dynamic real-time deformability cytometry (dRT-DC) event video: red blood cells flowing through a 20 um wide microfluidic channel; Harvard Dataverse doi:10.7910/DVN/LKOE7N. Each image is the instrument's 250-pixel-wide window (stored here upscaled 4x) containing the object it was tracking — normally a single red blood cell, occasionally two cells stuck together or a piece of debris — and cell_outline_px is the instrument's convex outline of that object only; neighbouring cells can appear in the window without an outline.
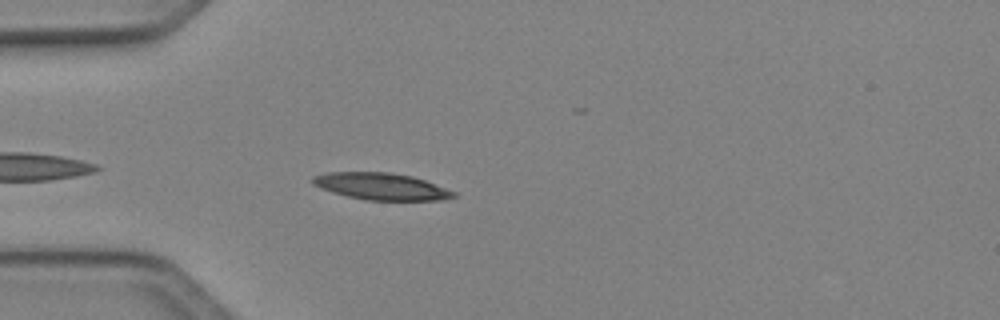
{"species": "Egyptian fruit bat (a non-hibernating species)", "species_latin": "Rousettus aegyptiacus", "temperature_condition": "cold", "stored_images_in_passage": 34, "camera_frame_rate_fps": 3000, "um_per_image_px": 0.085, "animal": {"sex": "female"}, "frame": {"image": 1, "passage_image": 3, "time_ms": 0.667, "image_size_px": [1000, 320], "cell_outline_px": [[456, 196], [440, 200], [368, 200], [348, 196], [332, 192], [312, 184], [312, 176], [328, 172], [392, 172], [412, 176], [424, 180], [456, 192]], "centroid_in_image_um": [32.39, 15.83], "position_along_channel_um": 52.6, "area_um2": 21.91}}
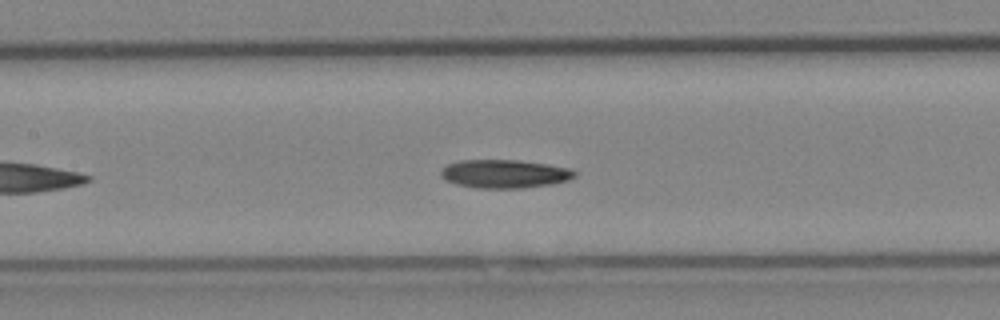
{"frame": {"image": 2, "passage_image": 12, "time_ms": 3.667, "image_size_px": [1000, 320], "cell_outline_px": [[576, 176], [568, 180], [552, 184], [520, 188], [476, 188], [456, 184], [444, 180], [440, 176], [440, 172], [448, 164], [460, 160], [520, 160], [548, 164], [568, 168], [576, 172]], "centroid_in_image_um": [42.87, 14.77], "position_along_channel_um": 164.5, "area_um2": 22.2}}
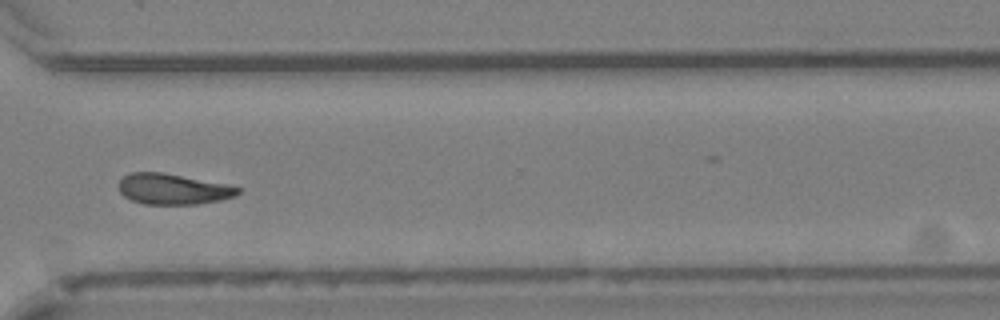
{"frame": {"image": 3, "passage_image": 26, "time_ms": 8.333, "image_size_px": [1000, 320], "cell_outline_px": [[240, 192], [236, 196], [220, 200], [196, 204], [144, 204], [132, 200], [124, 196], [120, 192], [120, 180], [124, 176], [132, 172], [160, 172], [224, 184], [240, 188]], "centroid_in_image_um": [14.69, 16.08], "position_along_channel_um": 355.9, "area_um2": 20.92}, "authors_computed_cell_mechanics": {"area_um2": 21.9062, "velocity_mm_per_s": 4.0989, "shape_relaxation_time_tau1_ms": 4.1786, "shape_relaxation_time_tau2_ms": null, "deformation_change_tau1": 0.136, "deformation_change_tau2": null}}